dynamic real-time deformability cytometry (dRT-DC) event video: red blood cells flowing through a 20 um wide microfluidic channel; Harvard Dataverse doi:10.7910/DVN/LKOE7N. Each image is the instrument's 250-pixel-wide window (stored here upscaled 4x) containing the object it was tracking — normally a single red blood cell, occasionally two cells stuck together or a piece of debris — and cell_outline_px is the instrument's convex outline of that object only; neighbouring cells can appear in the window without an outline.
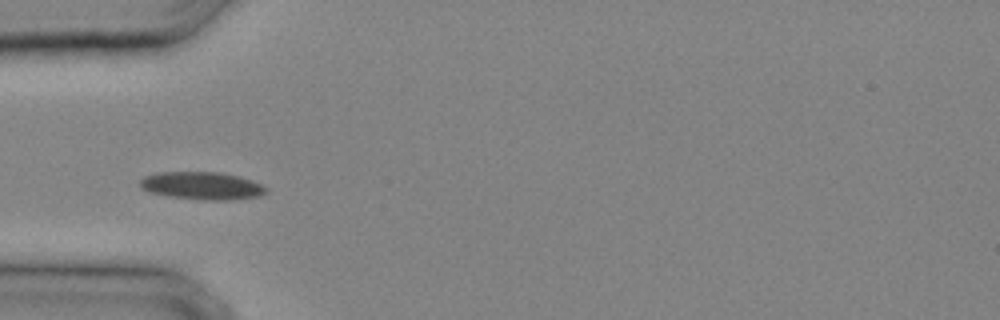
{"species": "common noctule bat (a hibernating species)", "species_latin": "Nyctalus noctula", "temperature_condition": "cold", "stored_images_in_passage": 22, "camera_frame_rate_fps": 3000, "um_per_image_px": 0.085, "animal": {"sex": "male", "body_mass_g": 20.4}, "frame": {"image": 1, "passage_image": 1, "time_ms": 0.0, "image_size_px": [1000, 320], "cell_outline_px": [[268, 192], [260, 196], [232, 200], [200, 200], [168, 196], [148, 192], [140, 188], [140, 180], [144, 176], [156, 172], [216, 172], [236, 176], [260, 184], [268, 188]], "centroid_in_image_um": [17.12, 15.8], "position_along_channel_um": 67.9, "area_um2": 20.4}}
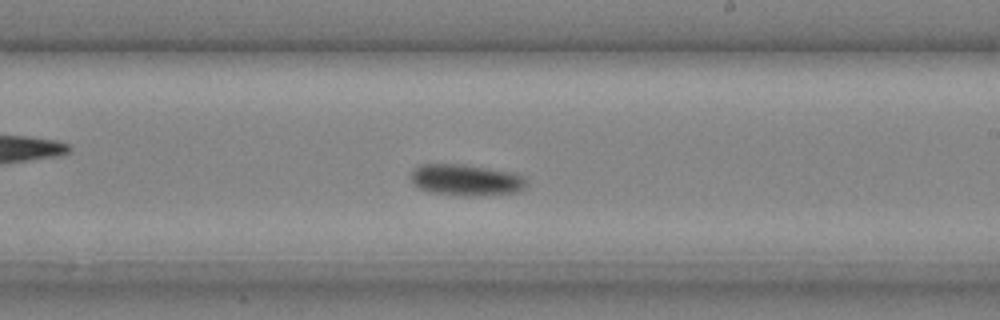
{"frame": {"image": 2, "passage_image": 10, "time_ms": 3.0, "image_size_px": [1000, 320], "cell_outline_px": [[528, 184], [524, 188], [516, 192], [476, 196], [460, 196], [432, 192], [420, 188], [412, 180], [412, 168], [420, 164], [464, 164], [516, 172], [524, 176], [528, 180]], "centroid_in_image_um": [39.68, 15.28], "position_along_channel_um": 249.3, "area_um2": 21.39}}
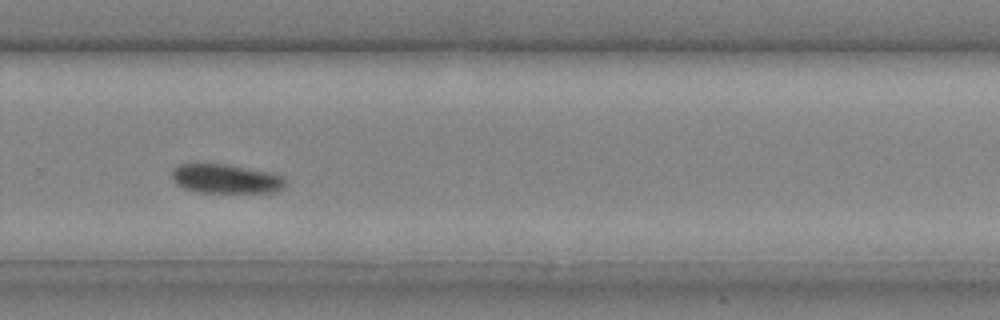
{"frame": {"image": 3, "passage_image": 13, "time_ms": 4.0, "image_size_px": [1000, 320], "cell_outline_px": [[288, 184], [284, 188], [276, 192], [196, 192], [184, 188], [176, 184], [172, 176], [172, 168], [180, 164], [228, 164], [268, 172], [284, 176], [288, 180]], "centroid_in_image_um": [19.24, 15.2], "position_along_channel_um": 310.6, "area_um2": 19.48}}